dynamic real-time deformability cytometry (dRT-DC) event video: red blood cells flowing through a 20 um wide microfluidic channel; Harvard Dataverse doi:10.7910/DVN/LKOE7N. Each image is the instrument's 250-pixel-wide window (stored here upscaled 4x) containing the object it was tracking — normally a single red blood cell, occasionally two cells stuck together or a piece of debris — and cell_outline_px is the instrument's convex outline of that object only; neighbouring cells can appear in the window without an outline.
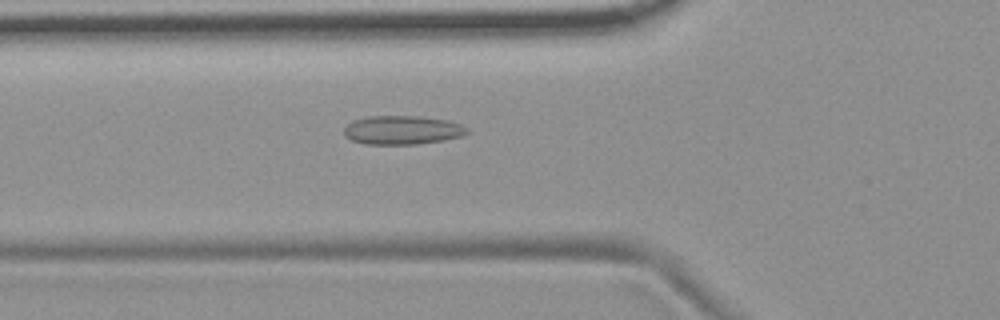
{"species": "common noctule bat (a hibernating species)", "species_latin": "Nyctalus noctula", "temperature_condition": "room temperature", "stored_images_in_passage": 43, "camera_frame_rate_fps": 3000, "um_per_image_px": 0.085, "animal": {"sex": "female", "body_mass_g": 19.9}, "frame": {"image": 1, "passage_image": 8, "time_ms": 2.333, "image_size_px": [1000, 320], "cell_outline_px": [[472, 132], [460, 136], [444, 140], [416, 144], [364, 144], [352, 140], [344, 136], [344, 128], [352, 120], [368, 116], [420, 116], [448, 120], [460, 124], [468, 128]], "centroid_in_image_um": [34.2, 11.05], "position_along_channel_um": 91.6, "area_um2": 20.81}}
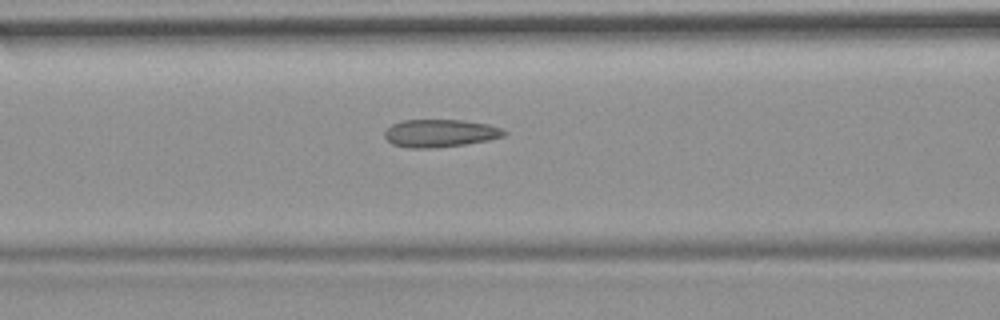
{"frame": {"image": 2, "passage_image": 11, "time_ms": 3.333, "image_size_px": [1000, 320], "cell_outline_px": [[508, 132], [504, 136], [488, 140], [464, 144], [432, 148], [408, 148], [392, 144], [384, 136], [384, 132], [392, 124], [404, 120], [464, 120], [488, 124], [500, 128]], "centroid_in_image_um": [37.4, 11.32], "position_along_channel_um": 129.2, "area_um2": 19.25}}
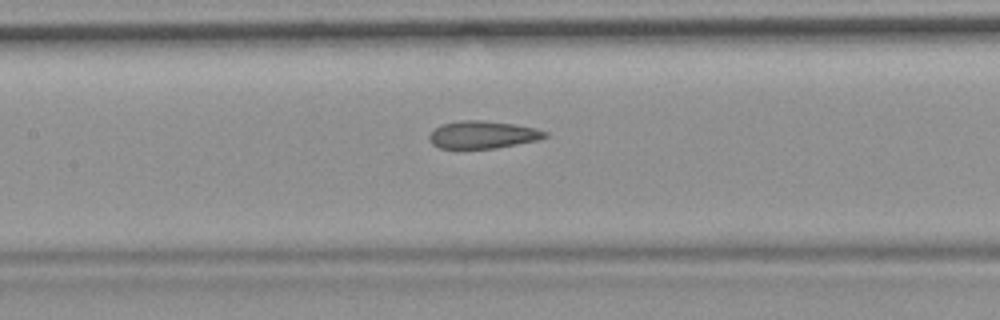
{"frame": {"image": 3, "passage_image": 14, "time_ms": 4.333, "image_size_px": [1000, 320], "cell_outline_px": [[548, 136], [536, 140], [496, 148], [440, 148], [432, 144], [428, 136], [436, 128], [444, 124], [460, 120], [480, 120], [512, 124], [536, 128], [548, 132]], "centroid_in_image_um": [41.04, 11.45], "position_along_channel_um": 166.4, "area_um2": 18.26}, "authors_computed_cell_mechanics": {"area_um2": 19.0162, "velocity_mm_per_s": 3.7165, "shape_relaxation_time_tau1_ms": null, "shape_relaxation_time_tau2_ms": 3.1137, "deformation_change_tau1": null, "deformation_change_tau2": 0.1146}}